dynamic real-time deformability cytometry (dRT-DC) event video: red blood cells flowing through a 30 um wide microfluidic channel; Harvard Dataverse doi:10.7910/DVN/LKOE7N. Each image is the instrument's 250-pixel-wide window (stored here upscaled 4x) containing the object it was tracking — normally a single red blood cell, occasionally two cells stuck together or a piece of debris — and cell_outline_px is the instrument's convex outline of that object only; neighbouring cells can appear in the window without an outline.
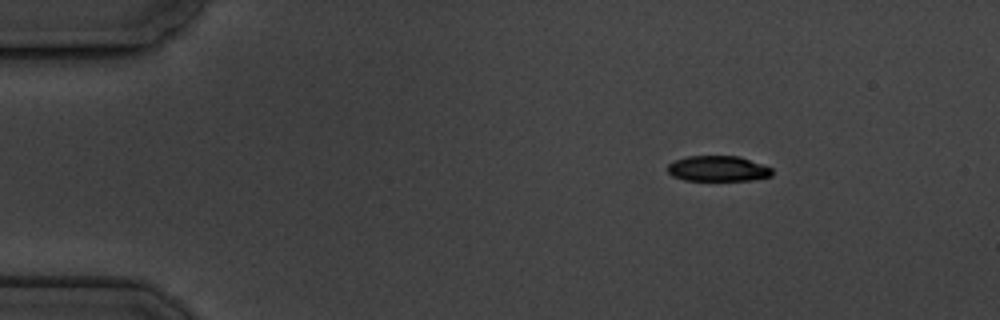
{"species": "common noctule bat (a hibernating species)", "species_latin": "Nyctalus noctula", "temperature_condition": "cold", "stored_images_in_passage": 5, "camera_frame_rate_fps": 3000, "um_per_image_px": 0.085, "animal": {"sex": "male", "body_mass_g": 19.5, "forearm_length_mm": 54.6}, "frame": {"image": 1, "passage_image": 1, "time_ms": 0.0, "image_size_px": [1000, 320], "cell_outline_px": [[772, 176], [752, 180], [684, 180], [672, 176], [668, 172], [668, 164], [676, 160], [688, 156], [740, 156], [772, 168]], "centroid_in_image_um": [61.03, 14.33], "position_along_channel_um": 24.0, "area_um2": 15.49}}
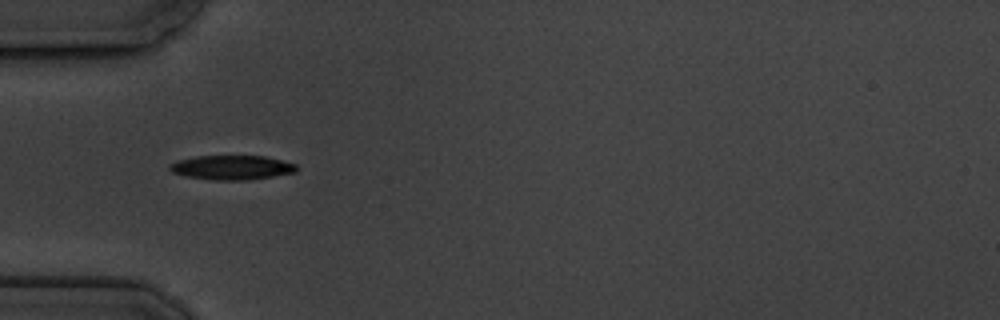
{"frame": {"image": 2, "passage_image": 4, "time_ms": 3.333, "image_size_px": [1000, 320], "cell_outline_px": [[300, 168], [296, 172], [272, 176], [244, 180], [212, 180], [188, 176], [172, 172], [168, 168], [168, 164], [176, 160], [196, 156], [264, 156], [296, 164]], "centroid_in_image_um": [19.69, 14.23], "position_along_channel_um": 65.3, "area_um2": 17.98}}